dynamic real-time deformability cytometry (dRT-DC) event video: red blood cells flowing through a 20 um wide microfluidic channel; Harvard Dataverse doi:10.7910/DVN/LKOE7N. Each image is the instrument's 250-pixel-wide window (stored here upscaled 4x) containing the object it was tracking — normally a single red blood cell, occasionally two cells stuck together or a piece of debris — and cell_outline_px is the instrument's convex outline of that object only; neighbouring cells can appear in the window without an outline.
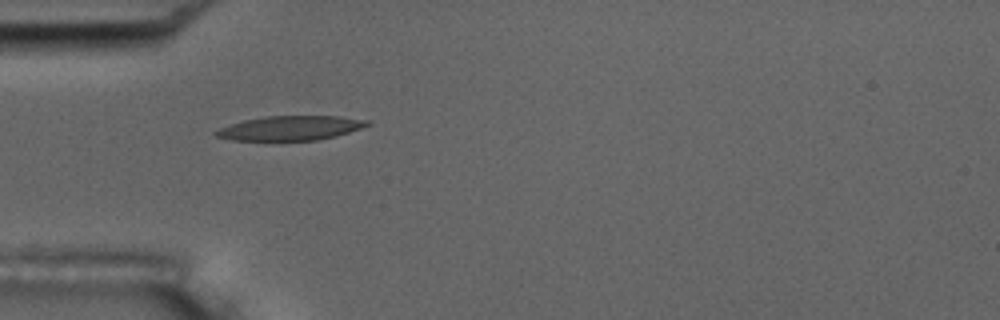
{"species": "common noctule bat (a hibernating species)", "species_latin": "Nyctalus noctula", "temperature_condition": "room temperature", "stored_images_in_passage": 6, "camera_frame_rate_fps": 3000, "um_per_image_px": 0.085, "animal": {"sex": "male", "body_mass_g": 17.5, "forearm_length_mm": 52.3}, "frame": {"image": 1, "passage_image": 5, "time_ms": 4.667, "image_size_px": [1000, 320], "cell_outline_px": [[372, 124], [336, 136], [316, 140], [232, 140], [216, 136], [212, 132], [220, 128], [244, 120], [268, 116], [340, 116], [372, 120]], "centroid_in_image_um": [24.73, 10.88], "position_along_channel_um": 60.3, "area_um2": 21.44}}